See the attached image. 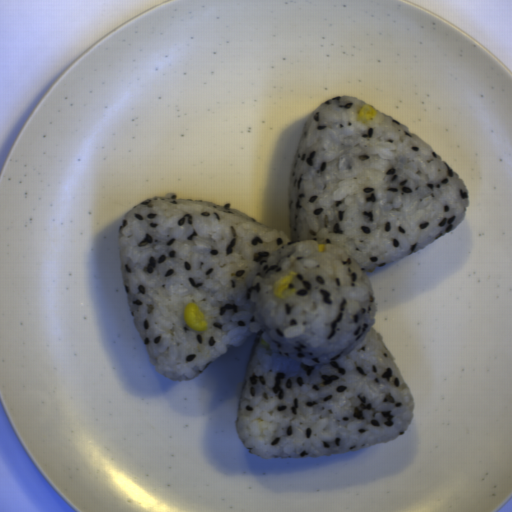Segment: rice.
Returning <instances> with one entry per match:
<instances>
[{"instance_id": "rice-1", "label": "rice", "mask_w": 512, "mask_h": 512, "mask_svg": "<svg viewBox=\"0 0 512 512\" xmlns=\"http://www.w3.org/2000/svg\"><path fill=\"white\" fill-rule=\"evenodd\" d=\"M331 97L295 151L289 234L231 208L150 197L118 233L134 326L165 379L189 381L256 334L235 425L266 459L345 453L402 436L414 398L374 329L368 273L417 253L466 218L461 177L399 121ZM368 104V103H367ZM296 272L288 300L276 281ZM197 303L207 331L191 330Z\"/></svg>"}]
</instances>
